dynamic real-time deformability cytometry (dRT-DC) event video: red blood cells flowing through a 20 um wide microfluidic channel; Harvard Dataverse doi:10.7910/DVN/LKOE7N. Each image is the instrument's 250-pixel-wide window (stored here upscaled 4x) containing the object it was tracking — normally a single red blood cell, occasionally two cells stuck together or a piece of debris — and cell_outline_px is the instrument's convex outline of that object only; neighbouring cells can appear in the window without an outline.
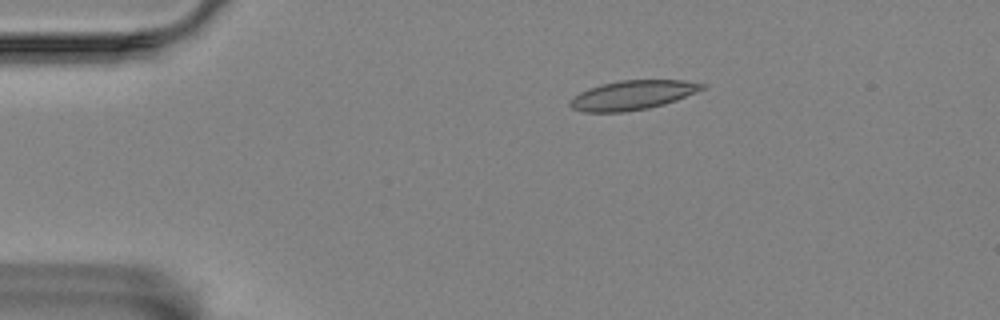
{"species": "Egyptian fruit bat (a non-hibernating species)", "species_latin": "Rousettus aegyptiacus", "temperature_condition": "room temperature", "stored_images_in_passage": 48, "camera_frame_rate_fps": 3000, "um_per_image_px": 0.085, "animal": {"sex": "female"}, "frame": {"image": 1, "passage_image": 1, "time_ms": 0.0, "image_size_px": [1000, 320], "cell_outline_px": [[708, 84], [704, 88], [696, 92], [676, 100], [664, 104], [648, 108], [624, 112], [584, 112], [572, 108], [568, 104], [568, 100], [580, 92], [588, 88], [600, 84], [620, 80], [684, 80]], "centroid_in_image_um": [53.74, 8.08], "position_along_channel_um": 31.3, "area_um2": 22.66}}
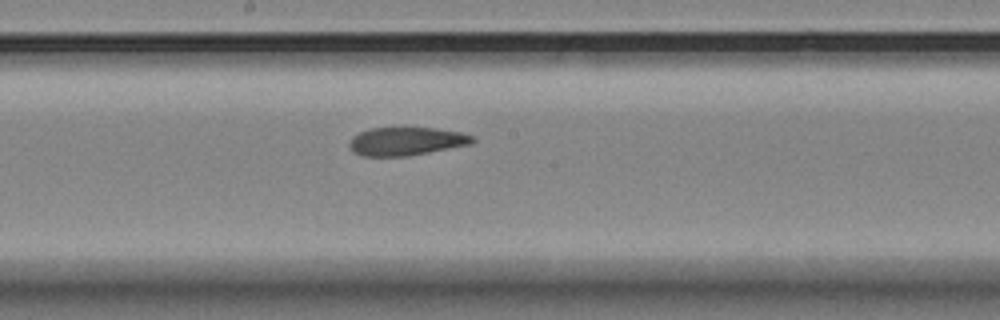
{"frame": {"image": 2, "passage_image": 21, "time_ms": 6.667, "image_size_px": [1000, 320], "cell_outline_px": [[476, 140], [472, 144], [408, 156], [364, 156], [352, 152], [348, 148], [348, 144], [352, 136], [368, 128], [436, 128], [460, 132], [472, 136]], "centroid_in_image_um": [34.5, 12.01], "position_along_channel_um": 213.7, "area_um2": 20.4}}
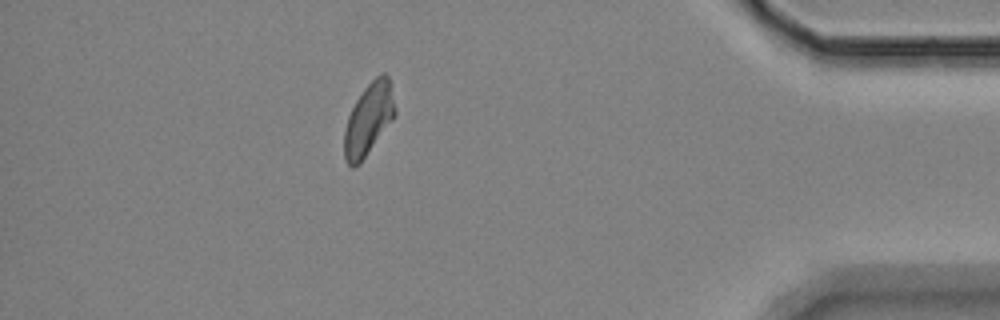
{"frame": {"image": 3, "passage_image": 41, "time_ms": 13.333, "image_size_px": [1000, 320], "cell_outline_px": [[396, 112], [392, 120], [360, 164], [352, 168], [344, 160], [344, 128], [348, 116], [356, 100], [364, 88], [376, 76], [384, 72], [388, 76]], "centroid_in_image_um": [31.3, 10.16], "position_along_channel_um": 403.9, "area_um2": 21.1}, "authors_computed_cell_mechanics": {"area_um2": 21.3282, "velocity_mm_per_s": 3.4804, "shape_relaxation_time_tau1_ms": null, "shape_relaxation_time_tau2_ms": 2.7223, "deformation_change_tau1": null, "deformation_change_tau2": 0.1039}}